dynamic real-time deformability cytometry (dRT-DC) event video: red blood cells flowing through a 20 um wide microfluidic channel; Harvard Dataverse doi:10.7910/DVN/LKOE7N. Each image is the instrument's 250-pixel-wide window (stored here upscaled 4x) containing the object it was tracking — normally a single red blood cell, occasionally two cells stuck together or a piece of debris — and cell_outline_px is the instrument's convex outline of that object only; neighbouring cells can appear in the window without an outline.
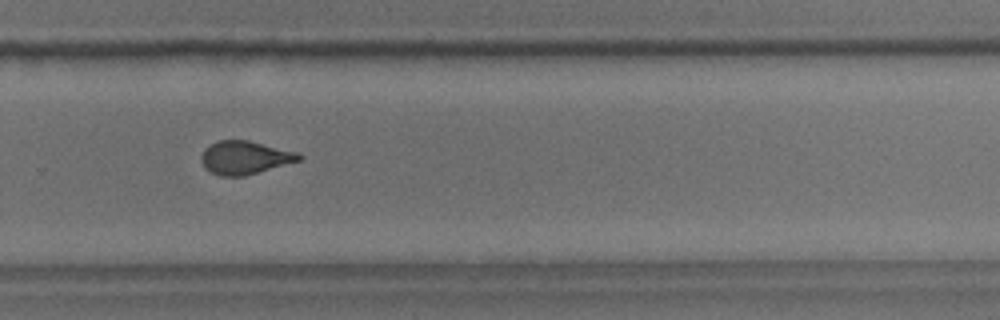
{"species": "common noctule bat (a hibernating species)", "species_latin": "Nyctalus noctula", "temperature_condition": "room temperature", "stored_images_in_passage": 41, "camera_frame_rate_fps": 3000, "um_per_image_px": 0.085, "animal": {"sex": "male", "body_mass_g": 18.8}, "frame": {"image": 1, "passage_image": 24, "time_ms": 7.667, "image_size_px": [1000, 320], "cell_outline_px": [[304, 156], [300, 160], [244, 176], [220, 176], [204, 168], [200, 160], [200, 156], [204, 148], [220, 140], [248, 140], [300, 152]], "centroid_in_image_um": [20.81, 13.39], "position_along_channel_um": 309.0, "area_um2": 19.02}, "authors_computed_cell_mechanics": {"area_um2": 19.4786, "velocity_mm_per_s": 3.7786, "shape_relaxation_time_tau1_ms": 5.6499, "shape_relaxation_time_tau2_ms": 1.1754, "deformation_change_tau1": 0.1439, "deformation_change_tau2": 0.0658}}